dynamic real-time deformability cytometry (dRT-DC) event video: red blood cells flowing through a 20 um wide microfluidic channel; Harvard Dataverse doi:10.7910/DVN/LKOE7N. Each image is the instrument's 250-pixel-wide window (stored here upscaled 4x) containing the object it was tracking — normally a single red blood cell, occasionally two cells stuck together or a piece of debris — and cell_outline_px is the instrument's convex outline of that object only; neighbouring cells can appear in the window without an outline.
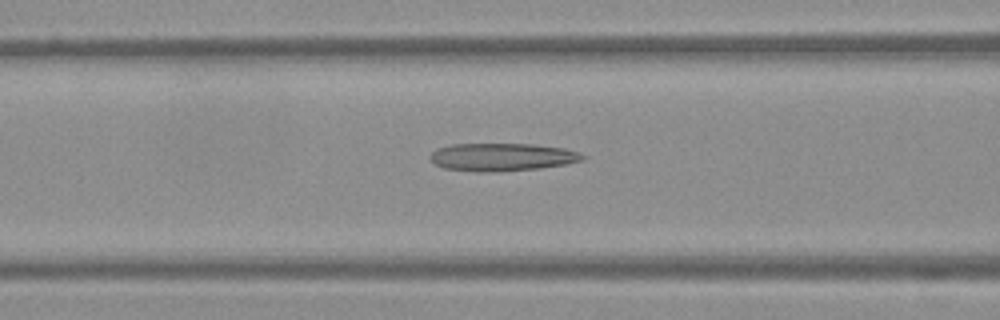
{"species": "Egyptian fruit bat (a non-hibernating species)", "species_latin": "Rousettus aegyptiacus", "temperature_condition": "warm", "stored_images_in_passage": 48, "camera_frame_rate_fps": 3000, "um_per_image_px": 0.085, "frame": {"image": 1, "passage_image": 17, "time_ms": 5.333, "image_size_px": [1000, 320], "cell_outline_px": [[588, 156], [584, 160], [568, 164], [540, 168], [500, 172], [476, 172], [444, 168], [432, 164], [428, 156], [436, 148], [452, 144], [532, 144], [564, 148], [580, 152]], "centroid_in_image_um": [42.68, 13.36], "position_along_channel_um": 123.9, "area_um2": 25.26}}
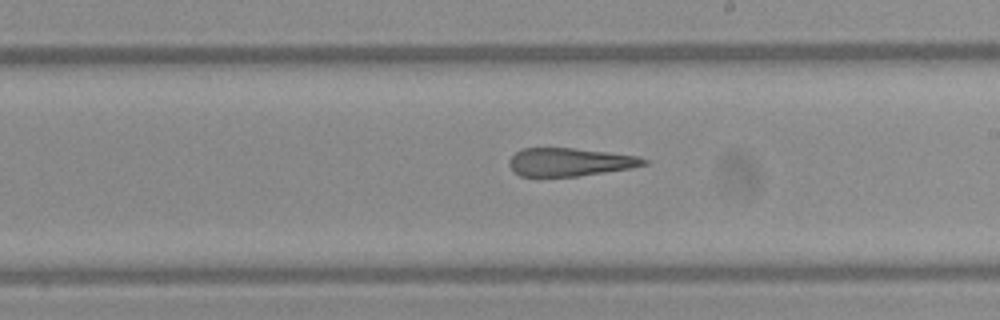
{"frame": {"image": 2, "passage_image": 26, "time_ms": 8.333, "image_size_px": [1000, 320], "cell_outline_px": [[648, 164], [632, 168], [580, 176], [520, 176], [508, 164], [508, 160], [516, 152], [524, 148], [572, 148], [608, 152], [636, 156], [648, 160]], "centroid_in_image_um": [48.45, 13.77], "position_along_channel_um": 240.6, "area_um2": 21.96}}
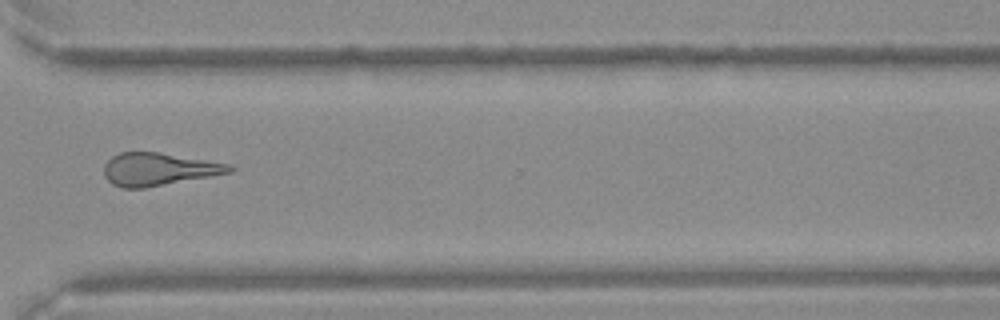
{"frame": {"image": 3, "passage_image": 35, "time_ms": 11.333, "image_size_px": [1000, 320], "cell_outline_px": [[236, 168], [232, 172], [212, 176], [144, 188], [120, 188], [112, 184], [104, 176], [104, 164], [112, 156], [120, 152], [160, 152], [228, 164]], "centroid_in_image_um": [13.45, 14.39], "position_along_channel_um": 357.1, "area_um2": 23.93}}